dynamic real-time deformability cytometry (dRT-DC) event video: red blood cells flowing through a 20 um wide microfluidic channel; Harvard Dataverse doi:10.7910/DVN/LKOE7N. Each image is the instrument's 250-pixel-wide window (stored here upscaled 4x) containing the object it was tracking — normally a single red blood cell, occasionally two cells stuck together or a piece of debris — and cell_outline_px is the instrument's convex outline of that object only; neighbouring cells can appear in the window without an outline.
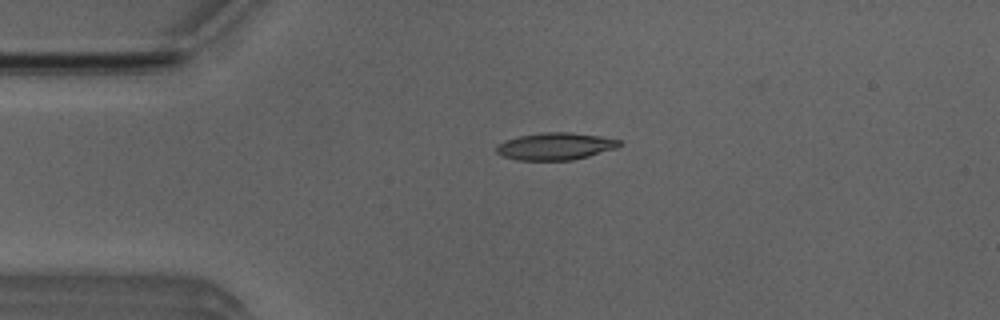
{"species": "Egyptian fruit bat (a non-hibernating species)", "species_latin": "Rousettus aegyptiacus", "temperature_condition": "room temperature", "stored_images_in_passage": 42, "camera_frame_rate_fps": 3000, "um_per_image_px": 0.085, "animal": {"sex": "male"}, "frame": {"image": 1, "passage_image": 3, "time_ms": 0.667, "image_size_px": [1000, 320], "cell_outline_px": [[624, 144], [616, 148], [588, 156], [572, 160], [516, 160], [500, 156], [496, 152], [496, 144], [504, 140], [520, 136], [544, 132], [572, 132], [600, 136], [620, 140]], "centroid_in_image_um": [47.18, 12.43], "position_along_channel_um": 37.8, "area_um2": 19.65}}
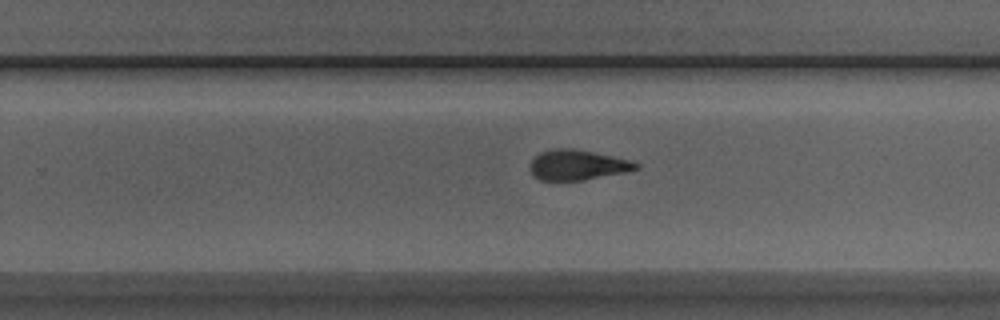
{"frame": {"image": 2, "passage_image": 24, "time_ms": 7.667, "image_size_px": [1000, 320], "cell_outline_px": [[640, 168], [624, 172], [584, 180], [540, 180], [532, 176], [528, 168], [528, 164], [540, 152], [552, 148], [572, 148], [632, 160], [640, 164]], "centroid_in_image_um": [49.04, 14.02], "position_along_channel_um": 280.8, "area_um2": 18.79}}
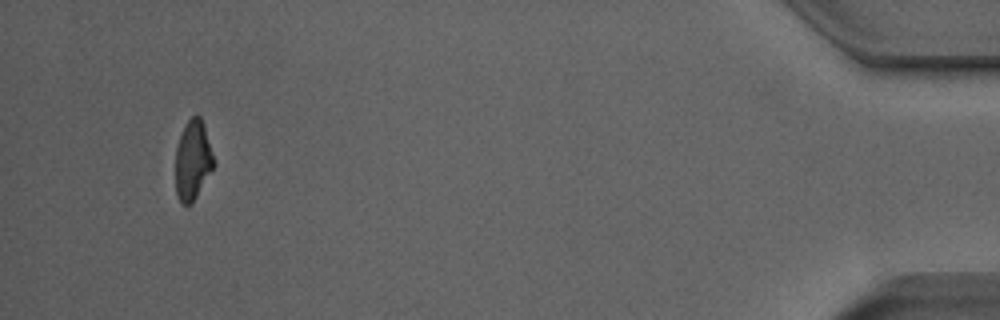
{"frame": {"image": 3, "passage_image": 41, "time_ms": 13.333, "image_size_px": [1000, 320], "cell_outline_px": [[216, 164], [192, 204], [184, 204], [176, 196], [176, 148], [184, 124], [192, 116], [200, 116], [204, 124], [216, 160]], "centroid_in_image_um": [16.42, 13.61], "position_along_channel_um": 418.8, "area_um2": 17.98}}